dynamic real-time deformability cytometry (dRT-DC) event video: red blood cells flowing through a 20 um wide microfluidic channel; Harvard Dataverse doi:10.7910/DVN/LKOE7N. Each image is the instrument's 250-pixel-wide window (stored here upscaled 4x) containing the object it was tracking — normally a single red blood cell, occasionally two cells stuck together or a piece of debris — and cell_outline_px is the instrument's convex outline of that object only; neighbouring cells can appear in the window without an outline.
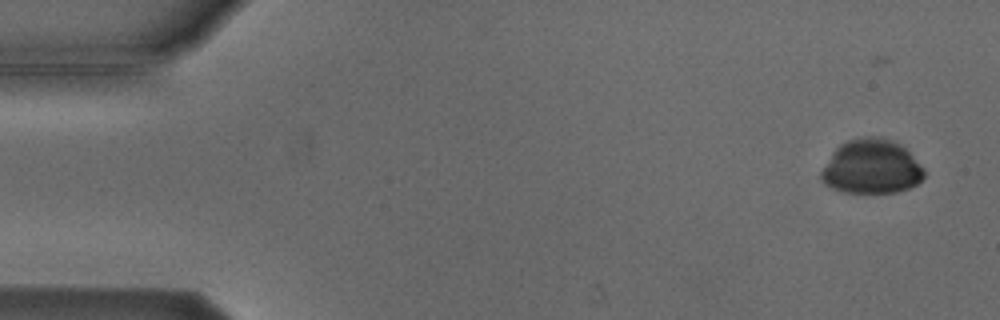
{"species": "Egyptian fruit bat (a non-hibernating species)", "species_latin": "Rousettus aegyptiacus", "temperature_condition": "cold", "stored_images_in_passage": 10, "camera_frame_rate_fps": 3000, "um_per_image_px": 0.085, "animal": {"sex": "male"}, "frame": {"image": 1, "passage_image": 1, "time_ms": 0.0, "image_size_px": [1000, 320], "cell_outline_px": [[924, 176], [916, 184], [908, 188], [896, 192], [844, 192], [832, 188], [824, 184], [820, 176], [820, 172], [832, 152], [840, 144], [848, 140], [872, 136], [888, 140], [900, 144], [924, 168]], "centroid_in_image_um": [74.04, 14.19], "position_along_channel_um": 11.0, "area_um2": 32.14}}
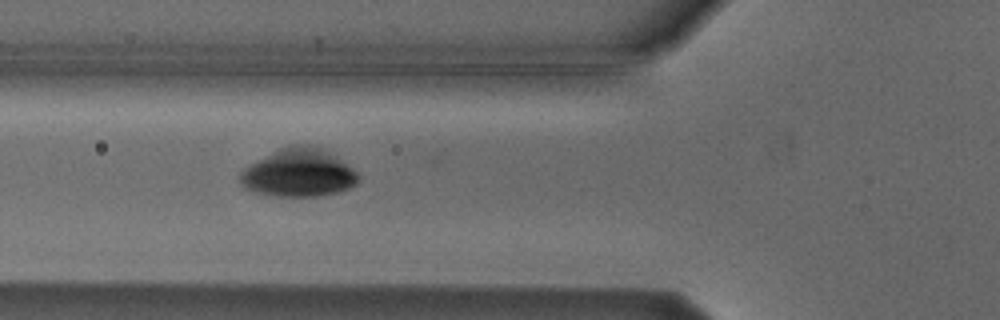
{"frame": {"image": 2, "passage_image": 6, "time_ms": 5.667, "image_size_px": [1000, 320], "cell_outline_px": [[360, 180], [356, 184], [348, 188], [336, 192], [316, 196], [276, 196], [256, 192], [244, 188], [240, 184], [240, 172], [244, 168], [280, 148], [292, 144], [308, 144], [320, 148], [336, 156], [348, 164], [360, 176]], "centroid_in_image_um": [25.39, 14.69], "position_along_channel_um": 100.4, "area_um2": 32.89}}
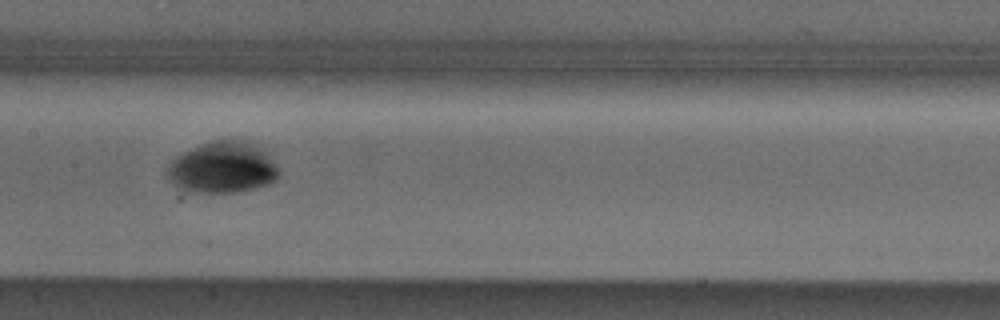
{"frame": {"image": 3, "passage_image": 8, "time_ms": 8.0, "image_size_px": [1000, 320], "cell_outline_px": [[280, 176], [276, 180], [268, 184], [256, 188], [236, 192], [188, 192], [172, 184], [168, 180], [168, 164], [176, 156], [192, 148], [212, 140], [240, 140], [256, 144], [276, 164], [280, 172]], "centroid_in_image_um": [18.92, 14.25], "position_along_channel_um": 188.5, "area_um2": 33.35}}